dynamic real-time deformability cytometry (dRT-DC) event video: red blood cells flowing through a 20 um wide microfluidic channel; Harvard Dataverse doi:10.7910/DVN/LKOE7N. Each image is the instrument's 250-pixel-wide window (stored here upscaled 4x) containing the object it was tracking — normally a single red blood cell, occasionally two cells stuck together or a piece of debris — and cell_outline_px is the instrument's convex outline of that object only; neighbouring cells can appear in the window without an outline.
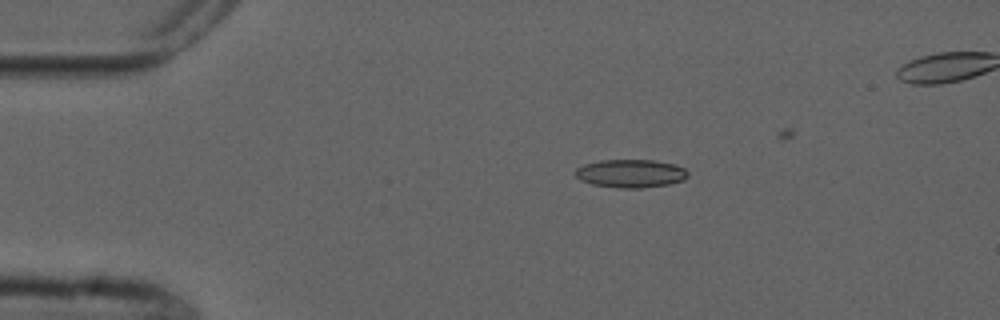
{"species": "common noctule bat (a hibernating species)", "species_latin": "Nyctalus noctula", "temperature_condition": "cold", "stored_images_in_passage": 5, "camera_frame_rate_fps": 3000, "um_per_image_px": 0.085, "animal": {"sex": "male", "forearm_length_mm": 52.5}, "frame": {"image": 1, "passage_image": 3, "time_ms": 3.0, "image_size_px": [1000, 320], "cell_outline_px": [[688, 176], [684, 180], [668, 184], [640, 188], [620, 188], [592, 184], [580, 180], [576, 176], [576, 168], [584, 164], [600, 160], [656, 160], [672, 164], [684, 168], [688, 172]], "centroid_in_image_um": [53.6, 14.74], "position_along_channel_um": 31.4, "area_um2": 18.44}}
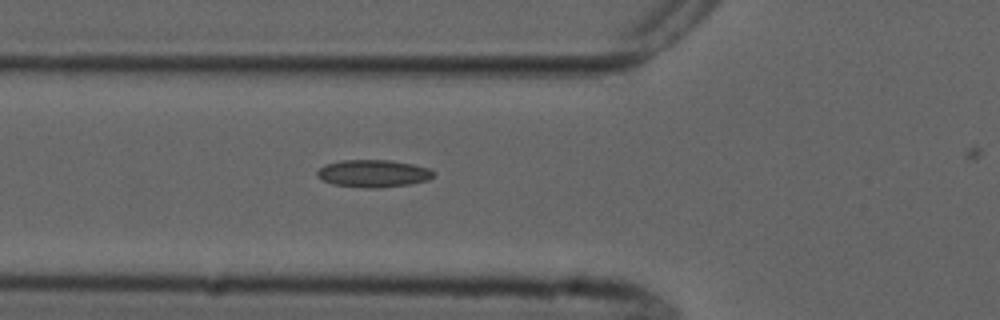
{"frame": {"image": 2, "passage_image": 5, "time_ms": 6.0, "image_size_px": [1000, 320], "cell_outline_px": [[436, 172], [428, 180], [408, 184], [380, 188], [364, 188], [332, 184], [320, 180], [316, 176], [316, 172], [324, 164], [340, 160], [388, 160], [412, 164], [428, 168]], "centroid_in_image_um": [31.67, 14.75], "position_along_channel_um": 94.1, "area_um2": 18.73}}